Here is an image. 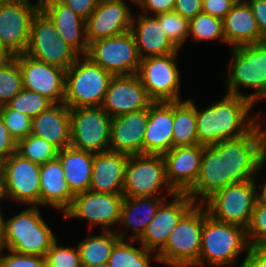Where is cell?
Masks as SVG:
<instances>
[{
	"instance_id": "obj_1",
	"label": "cell",
	"mask_w": 266,
	"mask_h": 267,
	"mask_svg": "<svg viewBox=\"0 0 266 267\" xmlns=\"http://www.w3.org/2000/svg\"><path fill=\"white\" fill-rule=\"evenodd\" d=\"M196 101L197 139L204 147L244 135L260 120L258 107L238 95L221 92L216 101L200 106Z\"/></svg>"
},
{
	"instance_id": "obj_2",
	"label": "cell",
	"mask_w": 266,
	"mask_h": 267,
	"mask_svg": "<svg viewBox=\"0 0 266 267\" xmlns=\"http://www.w3.org/2000/svg\"><path fill=\"white\" fill-rule=\"evenodd\" d=\"M230 49L229 61L224 66L226 70L221 76L224 77V92L244 97L262 107L266 102V40Z\"/></svg>"
},
{
	"instance_id": "obj_3",
	"label": "cell",
	"mask_w": 266,
	"mask_h": 267,
	"mask_svg": "<svg viewBox=\"0 0 266 267\" xmlns=\"http://www.w3.org/2000/svg\"><path fill=\"white\" fill-rule=\"evenodd\" d=\"M10 206H7L6 209L9 211L5 210L4 214V249L20 254L45 257L53 243L61 239L57 236L59 234L55 232V229L52 230L54 225L46 221L44 207Z\"/></svg>"
},
{
	"instance_id": "obj_4",
	"label": "cell",
	"mask_w": 266,
	"mask_h": 267,
	"mask_svg": "<svg viewBox=\"0 0 266 267\" xmlns=\"http://www.w3.org/2000/svg\"><path fill=\"white\" fill-rule=\"evenodd\" d=\"M248 248L244 227L216 220L206 211L199 267H241Z\"/></svg>"
},
{
	"instance_id": "obj_5",
	"label": "cell",
	"mask_w": 266,
	"mask_h": 267,
	"mask_svg": "<svg viewBox=\"0 0 266 267\" xmlns=\"http://www.w3.org/2000/svg\"><path fill=\"white\" fill-rule=\"evenodd\" d=\"M206 208L195 204L178 222L164 247L157 253L166 267H199L201 235Z\"/></svg>"
},
{
	"instance_id": "obj_6",
	"label": "cell",
	"mask_w": 266,
	"mask_h": 267,
	"mask_svg": "<svg viewBox=\"0 0 266 267\" xmlns=\"http://www.w3.org/2000/svg\"><path fill=\"white\" fill-rule=\"evenodd\" d=\"M113 77L88 57L79 56L66 70L64 103L70 109L101 107Z\"/></svg>"
},
{
	"instance_id": "obj_7",
	"label": "cell",
	"mask_w": 266,
	"mask_h": 267,
	"mask_svg": "<svg viewBox=\"0 0 266 267\" xmlns=\"http://www.w3.org/2000/svg\"><path fill=\"white\" fill-rule=\"evenodd\" d=\"M179 58L181 50L165 56L141 59L136 75L153 102L187 99L181 92L184 83Z\"/></svg>"
},
{
	"instance_id": "obj_8",
	"label": "cell",
	"mask_w": 266,
	"mask_h": 267,
	"mask_svg": "<svg viewBox=\"0 0 266 267\" xmlns=\"http://www.w3.org/2000/svg\"><path fill=\"white\" fill-rule=\"evenodd\" d=\"M123 194L85 191L75 194L71 206L63 213L62 220L86 223V231H116L124 201Z\"/></svg>"
},
{
	"instance_id": "obj_9",
	"label": "cell",
	"mask_w": 266,
	"mask_h": 267,
	"mask_svg": "<svg viewBox=\"0 0 266 267\" xmlns=\"http://www.w3.org/2000/svg\"><path fill=\"white\" fill-rule=\"evenodd\" d=\"M262 137L263 126L259 120L246 134L213 145L227 162L230 185L255 178L261 165Z\"/></svg>"
},
{
	"instance_id": "obj_10",
	"label": "cell",
	"mask_w": 266,
	"mask_h": 267,
	"mask_svg": "<svg viewBox=\"0 0 266 267\" xmlns=\"http://www.w3.org/2000/svg\"><path fill=\"white\" fill-rule=\"evenodd\" d=\"M166 179L162 155L139 154L129 156L124 175L123 196H174Z\"/></svg>"
},
{
	"instance_id": "obj_11",
	"label": "cell",
	"mask_w": 266,
	"mask_h": 267,
	"mask_svg": "<svg viewBox=\"0 0 266 267\" xmlns=\"http://www.w3.org/2000/svg\"><path fill=\"white\" fill-rule=\"evenodd\" d=\"M257 201L254 179L235 183L218 190L207 198L202 205L208 215L216 220L248 227Z\"/></svg>"
},
{
	"instance_id": "obj_12",
	"label": "cell",
	"mask_w": 266,
	"mask_h": 267,
	"mask_svg": "<svg viewBox=\"0 0 266 267\" xmlns=\"http://www.w3.org/2000/svg\"><path fill=\"white\" fill-rule=\"evenodd\" d=\"M1 174L8 205L40 206V165L15 152L1 163Z\"/></svg>"
},
{
	"instance_id": "obj_13",
	"label": "cell",
	"mask_w": 266,
	"mask_h": 267,
	"mask_svg": "<svg viewBox=\"0 0 266 267\" xmlns=\"http://www.w3.org/2000/svg\"><path fill=\"white\" fill-rule=\"evenodd\" d=\"M25 53L63 70H67L80 56L58 35L54 24L41 9L32 19L30 41Z\"/></svg>"
},
{
	"instance_id": "obj_14",
	"label": "cell",
	"mask_w": 266,
	"mask_h": 267,
	"mask_svg": "<svg viewBox=\"0 0 266 267\" xmlns=\"http://www.w3.org/2000/svg\"><path fill=\"white\" fill-rule=\"evenodd\" d=\"M86 57L113 76L136 75L141 62L130 30L91 42Z\"/></svg>"
},
{
	"instance_id": "obj_15",
	"label": "cell",
	"mask_w": 266,
	"mask_h": 267,
	"mask_svg": "<svg viewBox=\"0 0 266 267\" xmlns=\"http://www.w3.org/2000/svg\"><path fill=\"white\" fill-rule=\"evenodd\" d=\"M111 117L102 107L70 109V146L92 153L109 151Z\"/></svg>"
},
{
	"instance_id": "obj_16",
	"label": "cell",
	"mask_w": 266,
	"mask_h": 267,
	"mask_svg": "<svg viewBox=\"0 0 266 267\" xmlns=\"http://www.w3.org/2000/svg\"><path fill=\"white\" fill-rule=\"evenodd\" d=\"M39 9L40 3L35 0L0 4V42L12 56L26 52L32 19Z\"/></svg>"
},
{
	"instance_id": "obj_17",
	"label": "cell",
	"mask_w": 266,
	"mask_h": 267,
	"mask_svg": "<svg viewBox=\"0 0 266 267\" xmlns=\"http://www.w3.org/2000/svg\"><path fill=\"white\" fill-rule=\"evenodd\" d=\"M135 7V0H99L94 12L85 20L88 44L129 31Z\"/></svg>"
},
{
	"instance_id": "obj_18",
	"label": "cell",
	"mask_w": 266,
	"mask_h": 267,
	"mask_svg": "<svg viewBox=\"0 0 266 267\" xmlns=\"http://www.w3.org/2000/svg\"><path fill=\"white\" fill-rule=\"evenodd\" d=\"M187 193H176L167 198L137 240L147 250L158 253L181 218L195 205Z\"/></svg>"
},
{
	"instance_id": "obj_19",
	"label": "cell",
	"mask_w": 266,
	"mask_h": 267,
	"mask_svg": "<svg viewBox=\"0 0 266 267\" xmlns=\"http://www.w3.org/2000/svg\"><path fill=\"white\" fill-rule=\"evenodd\" d=\"M14 57L21 69L23 88L37 92L53 103L64 102L66 70L38 61L26 53Z\"/></svg>"
},
{
	"instance_id": "obj_20",
	"label": "cell",
	"mask_w": 266,
	"mask_h": 267,
	"mask_svg": "<svg viewBox=\"0 0 266 267\" xmlns=\"http://www.w3.org/2000/svg\"><path fill=\"white\" fill-rule=\"evenodd\" d=\"M152 102L137 75L114 76L101 107L115 118L148 108Z\"/></svg>"
},
{
	"instance_id": "obj_21",
	"label": "cell",
	"mask_w": 266,
	"mask_h": 267,
	"mask_svg": "<svg viewBox=\"0 0 266 267\" xmlns=\"http://www.w3.org/2000/svg\"><path fill=\"white\" fill-rule=\"evenodd\" d=\"M204 146L175 147L163 154L166 179L176 193H187L200 172Z\"/></svg>"
},
{
	"instance_id": "obj_22",
	"label": "cell",
	"mask_w": 266,
	"mask_h": 267,
	"mask_svg": "<svg viewBox=\"0 0 266 267\" xmlns=\"http://www.w3.org/2000/svg\"><path fill=\"white\" fill-rule=\"evenodd\" d=\"M149 107L111 118L109 150L129 156L143 154Z\"/></svg>"
},
{
	"instance_id": "obj_23",
	"label": "cell",
	"mask_w": 266,
	"mask_h": 267,
	"mask_svg": "<svg viewBox=\"0 0 266 267\" xmlns=\"http://www.w3.org/2000/svg\"><path fill=\"white\" fill-rule=\"evenodd\" d=\"M172 196L125 197L116 234L122 240H138L160 205Z\"/></svg>"
},
{
	"instance_id": "obj_24",
	"label": "cell",
	"mask_w": 266,
	"mask_h": 267,
	"mask_svg": "<svg viewBox=\"0 0 266 267\" xmlns=\"http://www.w3.org/2000/svg\"><path fill=\"white\" fill-rule=\"evenodd\" d=\"M40 9L54 24L57 33L80 56H86L88 41L86 38V22L67 4L58 0H42Z\"/></svg>"
},
{
	"instance_id": "obj_25",
	"label": "cell",
	"mask_w": 266,
	"mask_h": 267,
	"mask_svg": "<svg viewBox=\"0 0 266 267\" xmlns=\"http://www.w3.org/2000/svg\"><path fill=\"white\" fill-rule=\"evenodd\" d=\"M75 195L70 191L59 158L40 165V207L60 214L71 206ZM52 209V210H51Z\"/></svg>"
},
{
	"instance_id": "obj_26",
	"label": "cell",
	"mask_w": 266,
	"mask_h": 267,
	"mask_svg": "<svg viewBox=\"0 0 266 267\" xmlns=\"http://www.w3.org/2000/svg\"><path fill=\"white\" fill-rule=\"evenodd\" d=\"M173 101L152 102L145 127L143 154L163 155L173 148Z\"/></svg>"
},
{
	"instance_id": "obj_27",
	"label": "cell",
	"mask_w": 266,
	"mask_h": 267,
	"mask_svg": "<svg viewBox=\"0 0 266 267\" xmlns=\"http://www.w3.org/2000/svg\"><path fill=\"white\" fill-rule=\"evenodd\" d=\"M228 185L230 175L227 162L213 146L204 147L199 175L187 194L196 204H202L212 194Z\"/></svg>"
},
{
	"instance_id": "obj_28",
	"label": "cell",
	"mask_w": 266,
	"mask_h": 267,
	"mask_svg": "<svg viewBox=\"0 0 266 267\" xmlns=\"http://www.w3.org/2000/svg\"><path fill=\"white\" fill-rule=\"evenodd\" d=\"M130 31L141 59L165 56L178 51L166 36L155 15L135 11Z\"/></svg>"
},
{
	"instance_id": "obj_29",
	"label": "cell",
	"mask_w": 266,
	"mask_h": 267,
	"mask_svg": "<svg viewBox=\"0 0 266 267\" xmlns=\"http://www.w3.org/2000/svg\"><path fill=\"white\" fill-rule=\"evenodd\" d=\"M128 158L129 155L110 150L94 153L89 190L97 193L123 194Z\"/></svg>"
},
{
	"instance_id": "obj_30",
	"label": "cell",
	"mask_w": 266,
	"mask_h": 267,
	"mask_svg": "<svg viewBox=\"0 0 266 267\" xmlns=\"http://www.w3.org/2000/svg\"><path fill=\"white\" fill-rule=\"evenodd\" d=\"M31 134L43 138L59 151L70 147V108L54 103L32 119Z\"/></svg>"
},
{
	"instance_id": "obj_31",
	"label": "cell",
	"mask_w": 266,
	"mask_h": 267,
	"mask_svg": "<svg viewBox=\"0 0 266 267\" xmlns=\"http://www.w3.org/2000/svg\"><path fill=\"white\" fill-rule=\"evenodd\" d=\"M225 43L229 48L265 41L258 29L251 7L245 0H238L223 19Z\"/></svg>"
},
{
	"instance_id": "obj_32",
	"label": "cell",
	"mask_w": 266,
	"mask_h": 267,
	"mask_svg": "<svg viewBox=\"0 0 266 267\" xmlns=\"http://www.w3.org/2000/svg\"><path fill=\"white\" fill-rule=\"evenodd\" d=\"M64 176L70 191L75 195L89 190L94 153L66 147L58 152Z\"/></svg>"
},
{
	"instance_id": "obj_33",
	"label": "cell",
	"mask_w": 266,
	"mask_h": 267,
	"mask_svg": "<svg viewBox=\"0 0 266 267\" xmlns=\"http://www.w3.org/2000/svg\"><path fill=\"white\" fill-rule=\"evenodd\" d=\"M173 101V148L198 144L195 97Z\"/></svg>"
},
{
	"instance_id": "obj_34",
	"label": "cell",
	"mask_w": 266,
	"mask_h": 267,
	"mask_svg": "<svg viewBox=\"0 0 266 267\" xmlns=\"http://www.w3.org/2000/svg\"><path fill=\"white\" fill-rule=\"evenodd\" d=\"M94 232L97 231H87L86 236L75 241L82 266L107 263L114 245L120 240L115 231Z\"/></svg>"
},
{
	"instance_id": "obj_35",
	"label": "cell",
	"mask_w": 266,
	"mask_h": 267,
	"mask_svg": "<svg viewBox=\"0 0 266 267\" xmlns=\"http://www.w3.org/2000/svg\"><path fill=\"white\" fill-rule=\"evenodd\" d=\"M107 264L109 267H155L154 264L160 262L157 253L147 250L137 240L120 239L114 245Z\"/></svg>"
},
{
	"instance_id": "obj_36",
	"label": "cell",
	"mask_w": 266,
	"mask_h": 267,
	"mask_svg": "<svg viewBox=\"0 0 266 267\" xmlns=\"http://www.w3.org/2000/svg\"><path fill=\"white\" fill-rule=\"evenodd\" d=\"M193 41L195 44L203 42H213V44L226 45L223 20L204 12H200L194 18L189 20V41Z\"/></svg>"
},
{
	"instance_id": "obj_37",
	"label": "cell",
	"mask_w": 266,
	"mask_h": 267,
	"mask_svg": "<svg viewBox=\"0 0 266 267\" xmlns=\"http://www.w3.org/2000/svg\"><path fill=\"white\" fill-rule=\"evenodd\" d=\"M16 152L23 158L42 165L57 158L59 150L45 139L30 133L17 142Z\"/></svg>"
},
{
	"instance_id": "obj_38",
	"label": "cell",
	"mask_w": 266,
	"mask_h": 267,
	"mask_svg": "<svg viewBox=\"0 0 266 267\" xmlns=\"http://www.w3.org/2000/svg\"><path fill=\"white\" fill-rule=\"evenodd\" d=\"M171 43L182 51L187 47L189 36V20L182 17L176 11H169L155 15Z\"/></svg>"
},
{
	"instance_id": "obj_39",
	"label": "cell",
	"mask_w": 266,
	"mask_h": 267,
	"mask_svg": "<svg viewBox=\"0 0 266 267\" xmlns=\"http://www.w3.org/2000/svg\"><path fill=\"white\" fill-rule=\"evenodd\" d=\"M23 89L21 69L13 56L0 64V106L9 102Z\"/></svg>"
},
{
	"instance_id": "obj_40",
	"label": "cell",
	"mask_w": 266,
	"mask_h": 267,
	"mask_svg": "<svg viewBox=\"0 0 266 267\" xmlns=\"http://www.w3.org/2000/svg\"><path fill=\"white\" fill-rule=\"evenodd\" d=\"M53 104L47 97L25 88L6 103L10 109L22 112L32 119Z\"/></svg>"
},
{
	"instance_id": "obj_41",
	"label": "cell",
	"mask_w": 266,
	"mask_h": 267,
	"mask_svg": "<svg viewBox=\"0 0 266 267\" xmlns=\"http://www.w3.org/2000/svg\"><path fill=\"white\" fill-rule=\"evenodd\" d=\"M57 239L47 251L46 267H83L76 244H61Z\"/></svg>"
},
{
	"instance_id": "obj_42",
	"label": "cell",
	"mask_w": 266,
	"mask_h": 267,
	"mask_svg": "<svg viewBox=\"0 0 266 267\" xmlns=\"http://www.w3.org/2000/svg\"><path fill=\"white\" fill-rule=\"evenodd\" d=\"M0 114L13 139L18 142L31 133L32 118L10 109L6 104L0 106Z\"/></svg>"
},
{
	"instance_id": "obj_43",
	"label": "cell",
	"mask_w": 266,
	"mask_h": 267,
	"mask_svg": "<svg viewBox=\"0 0 266 267\" xmlns=\"http://www.w3.org/2000/svg\"><path fill=\"white\" fill-rule=\"evenodd\" d=\"M249 245H258L266 242V205L258 200L255 203L251 220L246 228Z\"/></svg>"
},
{
	"instance_id": "obj_44",
	"label": "cell",
	"mask_w": 266,
	"mask_h": 267,
	"mask_svg": "<svg viewBox=\"0 0 266 267\" xmlns=\"http://www.w3.org/2000/svg\"><path fill=\"white\" fill-rule=\"evenodd\" d=\"M0 267H46L45 257L20 254L10 249L0 251Z\"/></svg>"
},
{
	"instance_id": "obj_45",
	"label": "cell",
	"mask_w": 266,
	"mask_h": 267,
	"mask_svg": "<svg viewBox=\"0 0 266 267\" xmlns=\"http://www.w3.org/2000/svg\"><path fill=\"white\" fill-rule=\"evenodd\" d=\"M136 12L157 15L173 11L175 7V0H135Z\"/></svg>"
},
{
	"instance_id": "obj_46",
	"label": "cell",
	"mask_w": 266,
	"mask_h": 267,
	"mask_svg": "<svg viewBox=\"0 0 266 267\" xmlns=\"http://www.w3.org/2000/svg\"><path fill=\"white\" fill-rule=\"evenodd\" d=\"M238 0H203L202 12L224 19Z\"/></svg>"
},
{
	"instance_id": "obj_47",
	"label": "cell",
	"mask_w": 266,
	"mask_h": 267,
	"mask_svg": "<svg viewBox=\"0 0 266 267\" xmlns=\"http://www.w3.org/2000/svg\"><path fill=\"white\" fill-rule=\"evenodd\" d=\"M241 267H266V242L249 245L247 256Z\"/></svg>"
},
{
	"instance_id": "obj_48",
	"label": "cell",
	"mask_w": 266,
	"mask_h": 267,
	"mask_svg": "<svg viewBox=\"0 0 266 267\" xmlns=\"http://www.w3.org/2000/svg\"><path fill=\"white\" fill-rule=\"evenodd\" d=\"M16 149L17 142L10 135L0 114V162L2 163L8 156L15 153Z\"/></svg>"
},
{
	"instance_id": "obj_49",
	"label": "cell",
	"mask_w": 266,
	"mask_h": 267,
	"mask_svg": "<svg viewBox=\"0 0 266 267\" xmlns=\"http://www.w3.org/2000/svg\"><path fill=\"white\" fill-rule=\"evenodd\" d=\"M203 0H175L174 11L191 20L202 12Z\"/></svg>"
},
{
	"instance_id": "obj_50",
	"label": "cell",
	"mask_w": 266,
	"mask_h": 267,
	"mask_svg": "<svg viewBox=\"0 0 266 267\" xmlns=\"http://www.w3.org/2000/svg\"><path fill=\"white\" fill-rule=\"evenodd\" d=\"M67 4L76 14L86 20L96 9L99 0H58Z\"/></svg>"
},
{
	"instance_id": "obj_51",
	"label": "cell",
	"mask_w": 266,
	"mask_h": 267,
	"mask_svg": "<svg viewBox=\"0 0 266 267\" xmlns=\"http://www.w3.org/2000/svg\"><path fill=\"white\" fill-rule=\"evenodd\" d=\"M251 7L261 37L266 40V0H245Z\"/></svg>"
},
{
	"instance_id": "obj_52",
	"label": "cell",
	"mask_w": 266,
	"mask_h": 267,
	"mask_svg": "<svg viewBox=\"0 0 266 267\" xmlns=\"http://www.w3.org/2000/svg\"><path fill=\"white\" fill-rule=\"evenodd\" d=\"M265 173H266L265 168L262 165H260L258 170H257V174L254 178V181H255L256 189H257V200L260 203H263L266 205V177H264V178L262 177ZM258 180L259 181L262 180V182H259Z\"/></svg>"
},
{
	"instance_id": "obj_53",
	"label": "cell",
	"mask_w": 266,
	"mask_h": 267,
	"mask_svg": "<svg viewBox=\"0 0 266 267\" xmlns=\"http://www.w3.org/2000/svg\"><path fill=\"white\" fill-rule=\"evenodd\" d=\"M5 210H7L6 207H0V251L4 248L3 225H4Z\"/></svg>"
},
{
	"instance_id": "obj_54",
	"label": "cell",
	"mask_w": 266,
	"mask_h": 267,
	"mask_svg": "<svg viewBox=\"0 0 266 267\" xmlns=\"http://www.w3.org/2000/svg\"><path fill=\"white\" fill-rule=\"evenodd\" d=\"M261 165L266 169V132L264 130L261 143Z\"/></svg>"
},
{
	"instance_id": "obj_55",
	"label": "cell",
	"mask_w": 266,
	"mask_h": 267,
	"mask_svg": "<svg viewBox=\"0 0 266 267\" xmlns=\"http://www.w3.org/2000/svg\"><path fill=\"white\" fill-rule=\"evenodd\" d=\"M13 56L6 50V48L0 42V64L10 60Z\"/></svg>"
},
{
	"instance_id": "obj_56",
	"label": "cell",
	"mask_w": 266,
	"mask_h": 267,
	"mask_svg": "<svg viewBox=\"0 0 266 267\" xmlns=\"http://www.w3.org/2000/svg\"><path fill=\"white\" fill-rule=\"evenodd\" d=\"M8 203L4 194L3 178H0V207H7Z\"/></svg>"
},
{
	"instance_id": "obj_57",
	"label": "cell",
	"mask_w": 266,
	"mask_h": 267,
	"mask_svg": "<svg viewBox=\"0 0 266 267\" xmlns=\"http://www.w3.org/2000/svg\"><path fill=\"white\" fill-rule=\"evenodd\" d=\"M263 111L264 110H261L260 109V120H261V123H262V126H263V130L266 132V112H264L263 114Z\"/></svg>"
},
{
	"instance_id": "obj_58",
	"label": "cell",
	"mask_w": 266,
	"mask_h": 267,
	"mask_svg": "<svg viewBox=\"0 0 266 267\" xmlns=\"http://www.w3.org/2000/svg\"><path fill=\"white\" fill-rule=\"evenodd\" d=\"M83 267H109L107 263L99 264V265H92V266H83Z\"/></svg>"
},
{
	"instance_id": "obj_59",
	"label": "cell",
	"mask_w": 266,
	"mask_h": 267,
	"mask_svg": "<svg viewBox=\"0 0 266 267\" xmlns=\"http://www.w3.org/2000/svg\"><path fill=\"white\" fill-rule=\"evenodd\" d=\"M14 0H0V4H3V3H8V2H12Z\"/></svg>"
},
{
	"instance_id": "obj_60",
	"label": "cell",
	"mask_w": 266,
	"mask_h": 267,
	"mask_svg": "<svg viewBox=\"0 0 266 267\" xmlns=\"http://www.w3.org/2000/svg\"><path fill=\"white\" fill-rule=\"evenodd\" d=\"M0 178H3L1 174V162H0Z\"/></svg>"
},
{
	"instance_id": "obj_61",
	"label": "cell",
	"mask_w": 266,
	"mask_h": 267,
	"mask_svg": "<svg viewBox=\"0 0 266 267\" xmlns=\"http://www.w3.org/2000/svg\"><path fill=\"white\" fill-rule=\"evenodd\" d=\"M14 1H15V0H14ZM35 1L38 2V3H41L42 0H35Z\"/></svg>"
}]
</instances>
